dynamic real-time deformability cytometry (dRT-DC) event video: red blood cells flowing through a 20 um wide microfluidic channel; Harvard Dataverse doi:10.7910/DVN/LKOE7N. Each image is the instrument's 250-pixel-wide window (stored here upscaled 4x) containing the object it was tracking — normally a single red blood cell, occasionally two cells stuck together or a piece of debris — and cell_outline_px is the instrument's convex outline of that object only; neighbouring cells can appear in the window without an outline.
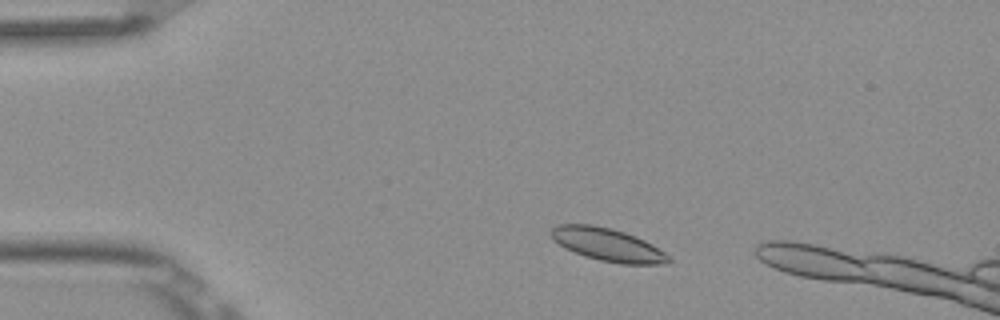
{"species": "Egyptian fruit bat (a non-hibernating species)", "species_latin": "Rousettus aegyptiacus", "temperature_condition": "room temperature", "stored_images_in_passage": 7, "camera_frame_rate_fps": 3000, "um_per_image_px": 0.085, "frame": {"image": 1, "passage_image": 2, "time_ms": 0.333, "image_size_px": [1000, 320], "cell_outline_px": [[672, 260], [668, 264], [620, 264], [600, 260], [584, 256], [560, 244], [552, 236], [552, 228], [556, 224], [588, 224], [608, 228], [624, 232], [636, 236], [652, 244], [664, 252]], "centroid_in_image_um": [51.71, 20.81], "position_along_channel_um": 33.3, "area_um2": 22.14}}
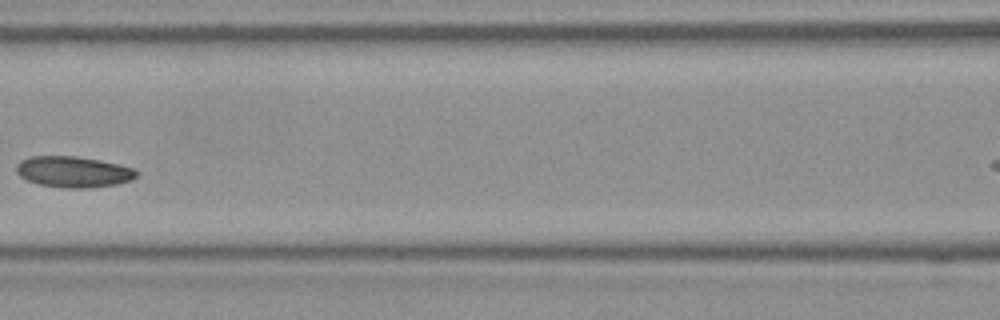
{"frame": {"image": 2, "passage_image": 6, "time_ms": 1.667, "image_size_px": [1000, 320], "cell_outline_px": [[136, 176], [132, 180], [116, 184], [92, 188], [64, 188], [40, 184], [28, 180], [20, 176], [16, 172], [16, 164], [20, 160], [32, 156], [76, 156], [100, 160], [136, 168]], "centroid_in_image_um": [6.24, 14.6], "position_along_channel_um": 160.4, "area_um2": 21.79}}
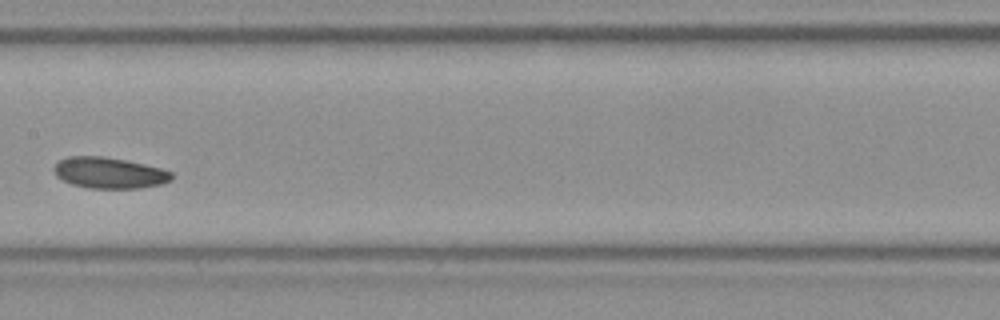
{"frame": {"image": 3, "passage_image": 7, "time_ms": 2.0, "image_size_px": [1000, 320], "cell_outline_px": [[172, 180], [160, 184], [140, 188], [88, 188], [72, 184], [56, 176], [52, 168], [60, 160], [68, 156], [104, 156], [144, 164], [160, 168], [172, 172]], "centroid_in_image_um": [9.27, 14.69], "position_along_channel_um": 198.1, "area_um2": 21.21}}